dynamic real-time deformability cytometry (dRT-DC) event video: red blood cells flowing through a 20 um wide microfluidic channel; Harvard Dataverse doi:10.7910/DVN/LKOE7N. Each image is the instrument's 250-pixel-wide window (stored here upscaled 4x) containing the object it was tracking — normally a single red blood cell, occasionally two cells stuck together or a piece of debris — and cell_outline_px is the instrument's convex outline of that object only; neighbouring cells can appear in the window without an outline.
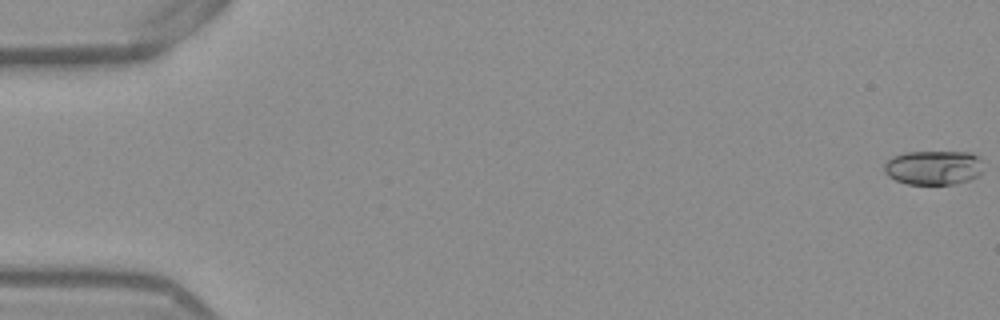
{"species": "Egyptian fruit bat (a non-hibernating species)", "species_latin": "Rousettus aegyptiacus", "temperature_condition": "warm", "stored_images_in_passage": 54, "camera_frame_rate_fps": 3000, "um_per_image_px": 0.085, "frame": {"image": 1, "passage_image": 1, "time_ms": 0.0, "image_size_px": [1000, 320], "cell_outline_px": [[984, 172], [980, 176], [956, 184], [908, 184], [896, 180], [888, 176], [884, 172], [884, 164], [892, 156], [904, 152], [972, 152], [980, 160]], "centroid_in_image_um": [79.36, 14.25], "position_along_channel_um": 5.6, "area_um2": 20.06}}
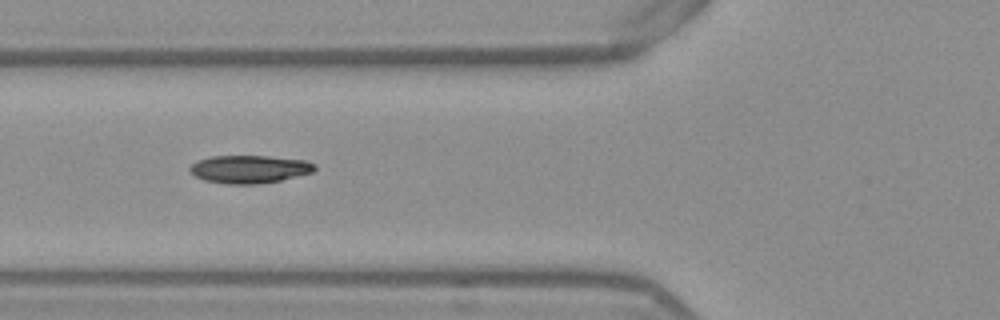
{"frame": {"image": 2, "passage_image": 21, "time_ms": 6.667, "image_size_px": [1000, 320], "cell_outline_px": [[316, 168], [312, 172], [280, 180], [260, 184], [224, 184], [204, 180], [196, 176], [188, 168], [196, 160], [212, 156], [268, 156], [308, 160], [316, 164]], "centroid_in_image_um": [21.21, 14.37], "position_along_channel_um": 104.6, "area_um2": 20.4}}
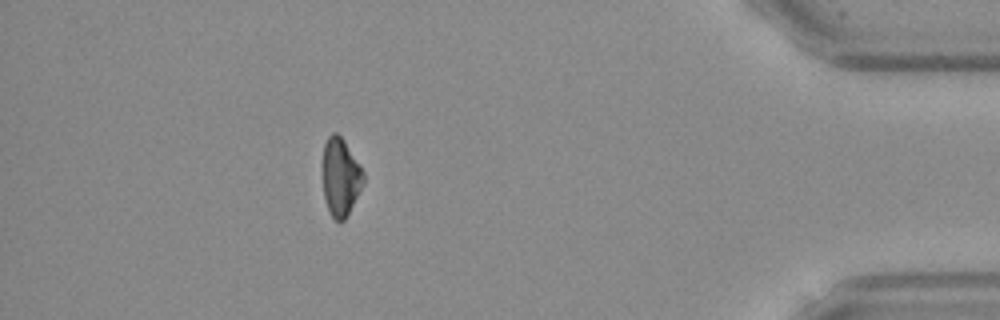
{"frame": {"image": 3, "passage_image": 48, "time_ms": 15.667, "image_size_px": [1000, 320], "cell_outline_px": [[364, 184], [344, 220], [336, 220], [328, 212], [324, 200], [324, 144], [328, 136], [332, 132], [336, 132], [344, 140], [360, 164], [364, 172]], "centroid_in_image_um": [28.96, 15.04], "position_along_channel_um": 406.2, "area_um2": 18.32}}